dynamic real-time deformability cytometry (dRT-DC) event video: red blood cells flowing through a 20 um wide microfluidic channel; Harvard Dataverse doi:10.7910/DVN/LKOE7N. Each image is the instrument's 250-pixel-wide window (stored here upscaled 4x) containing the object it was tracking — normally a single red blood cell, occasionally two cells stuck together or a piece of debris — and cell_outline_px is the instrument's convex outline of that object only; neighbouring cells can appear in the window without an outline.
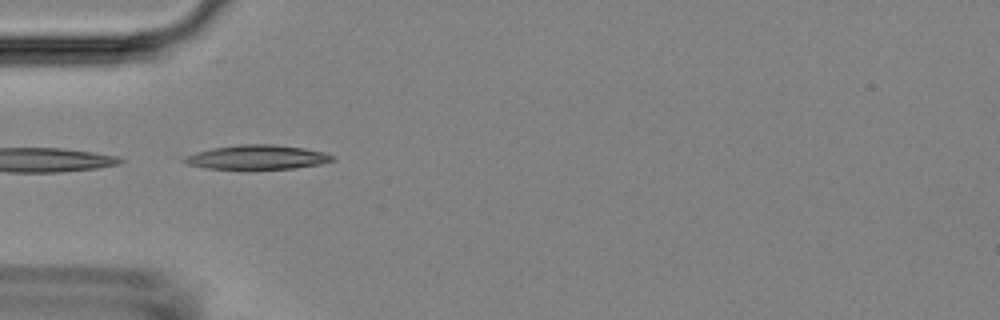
{"species": "Egyptian fruit bat (a non-hibernating species)", "species_latin": "Rousettus aegyptiacus", "temperature_condition": "room temperature", "stored_images_in_passage": 3, "camera_frame_rate_fps": 3000, "um_per_image_px": 0.085, "animal": {"sex": "female"}, "frame": {"image": 1, "passage_image": 1, "time_ms": 0.0, "image_size_px": [1000, 320], "cell_outline_px": [[336, 160], [320, 164], [296, 168], [204, 168], [188, 164], [180, 160], [196, 152], [212, 148], [240, 144], [272, 144], [304, 148], [324, 152], [336, 156]], "centroid_in_image_um": [21.91, 13.35], "position_along_channel_um": 63.1, "area_um2": 20.75}}